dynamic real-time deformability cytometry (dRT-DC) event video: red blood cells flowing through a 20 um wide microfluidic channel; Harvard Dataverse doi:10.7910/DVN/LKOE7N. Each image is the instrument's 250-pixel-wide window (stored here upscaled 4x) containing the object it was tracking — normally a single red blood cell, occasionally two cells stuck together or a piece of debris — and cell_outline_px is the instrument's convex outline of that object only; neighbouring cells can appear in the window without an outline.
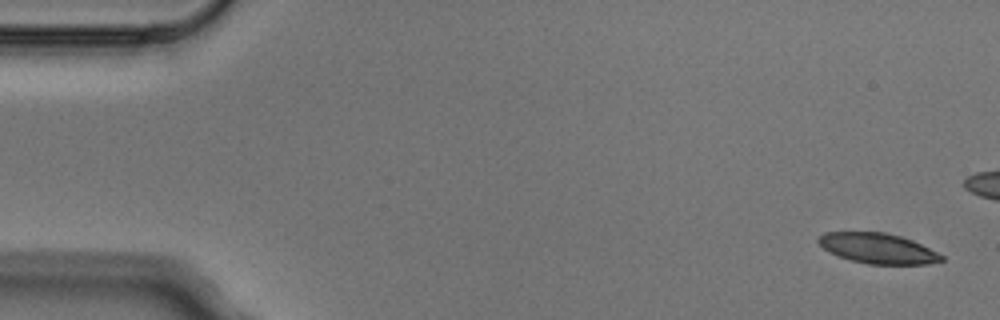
{"species": "Egyptian fruit bat (a non-hibernating species)", "species_latin": "Rousettus aegyptiacus", "temperature_condition": "cold", "stored_images_in_passage": 5, "camera_frame_rate_fps": 3000, "um_per_image_px": 0.085, "animal": {"sex": "male"}, "frame": {"image": 1, "passage_image": 1, "time_ms": 0.0, "image_size_px": [1000, 320], "cell_outline_px": [[944, 260], [928, 264], [868, 264], [836, 256], [828, 252], [816, 240], [824, 232], [884, 232], [900, 236], [912, 240], [944, 256]], "centroid_in_image_um": [74.59, 21.11], "position_along_channel_um": 10.4, "area_um2": 21.62}}